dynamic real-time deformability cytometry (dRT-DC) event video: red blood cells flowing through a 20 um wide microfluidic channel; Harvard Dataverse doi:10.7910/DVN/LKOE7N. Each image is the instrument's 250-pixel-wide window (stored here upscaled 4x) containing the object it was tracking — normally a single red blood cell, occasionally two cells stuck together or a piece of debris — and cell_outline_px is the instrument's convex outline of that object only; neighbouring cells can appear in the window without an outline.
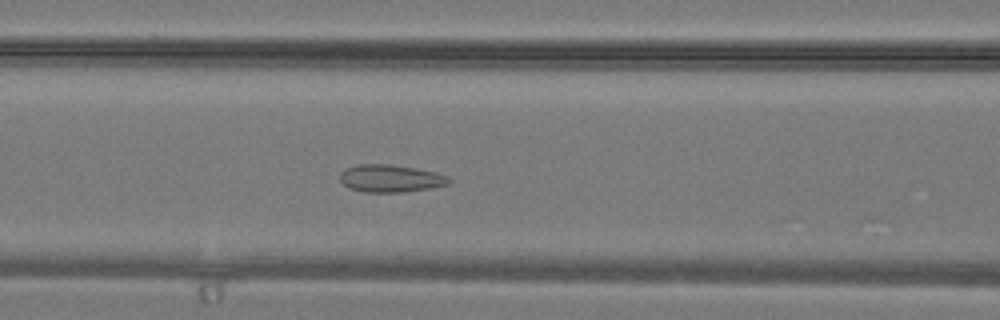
{"species": "common noctule bat (a hibernating species)", "species_latin": "Nyctalus noctula", "temperature_condition": "warm", "stored_images_in_passage": 34, "camera_frame_rate_fps": 3000, "um_per_image_px": 0.085, "animal": {"sex": "male", "body_mass_g": 19.2, "forearm_length_mm": 51.8}, "frame": {"image": 1, "passage_image": 13, "time_ms": 4.0, "image_size_px": [1000, 320], "cell_outline_px": [[452, 180], [448, 184], [432, 188], [404, 192], [364, 192], [348, 188], [340, 180], [340, 172], [344, 168], [360, 164], [388, 164], [416, 168], [436, 172], [448, 176]], "centroid_in_image_um": [33.19, 15.17], "position_along_channel_um": 133.4, "area_um2": 17.63}}
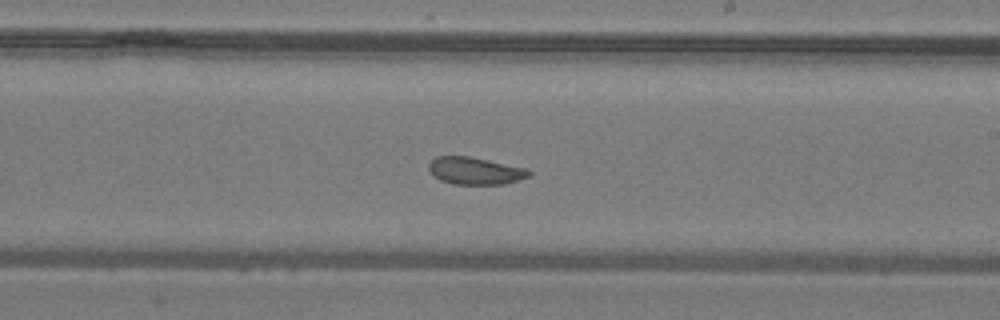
{"frame": {"image": 2, "passage_image": 19, "time_ms": 6.0, "image_size_px": [1000, 320], "cell_outline_px": [[532, 176], [504, 184], [452, 184], [440, 180], [432, 176], [428, 168], [428, 164], [436, 156], [468, 156], [528, 168], [532, 172]], "centroid_in_image_um": [40.39, 14.52], "position_along_channel_um": 248.6, "area_um2": 16.13}}
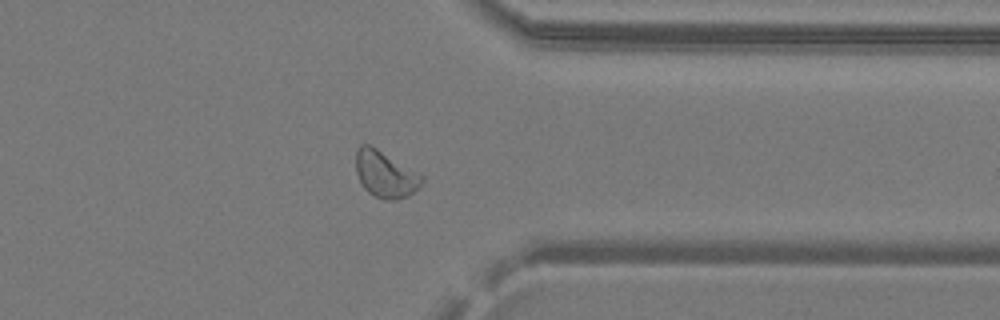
{"frame": {"image": 3, "passage_image": 26, "time_ms": 8.333, "image_size_px": [1000, 320], "cell_outline_px": [[424, 180], [408, 196], [396, 200], [384, 200], [368, 192], [364, 188], [356, 172], [356, 148], [360, 144], [368, 144], [376, 148], [424, 176]], "centroid_in_image_um": [32.72, 14.81], "position_along_channel_um": 378.7, "area_um2": 17.63}}